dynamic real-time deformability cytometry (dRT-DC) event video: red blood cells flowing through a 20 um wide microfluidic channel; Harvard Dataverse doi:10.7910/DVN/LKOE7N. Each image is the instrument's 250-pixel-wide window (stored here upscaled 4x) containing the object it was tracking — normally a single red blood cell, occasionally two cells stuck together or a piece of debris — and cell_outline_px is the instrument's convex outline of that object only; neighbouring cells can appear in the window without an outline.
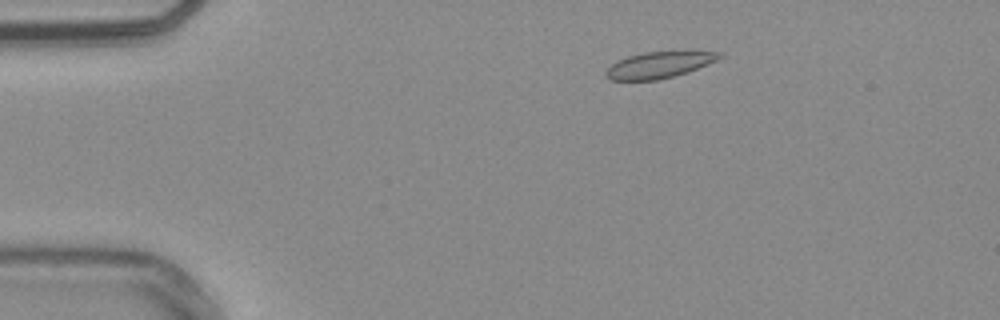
{"species": "common noctule bat (a hibernating species)", "species_latin": "Nyctalus noctula", "temperature_condition": "warm", "stored_images_in_passage": 45, "camera_frame_rate_fps": 3000, "um_per_image_px": 0.085, "animal": {"sex": "male", "body_mass_g": 20.4}, "frame": {"image": 1, "passage_image": 1, "time_ms": 0.0, "image_size_px": [1000, 320], "cell_outline_px": [[724, 56], [716, 60], [688, 72], [660, 80], [612, 80], [604, 76], [604, 72], [616, 60], [628, 56], [644, 52], [692, 48], [724, 52]], "centroid_in_image_um": [56.13, 5.45], "position_along_channel_um": 28.9, "area_um2": 18.44}}
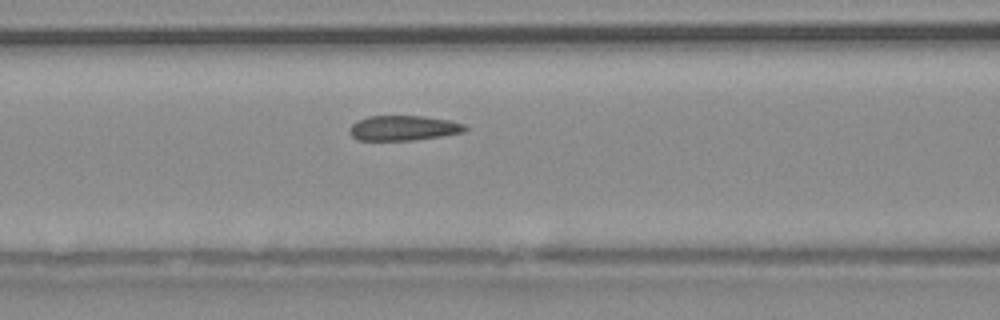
{"frame": {"image": 2, "passage_image": 14, "time_ms": 4.333, "image_size_px": [1000, 320], "cell_outline_px": [[468, 128], [464, 132], [440, 136], [412, 140], [356, 140], [348, 132], [348, 128], [356, 120], [368, 116], [424, 116], [448, 120], [464, 124]], "centroid_in_image_um": [34.24, 10.88], "position_along_channel_um": 132.4, "area_um2": 16.88}}
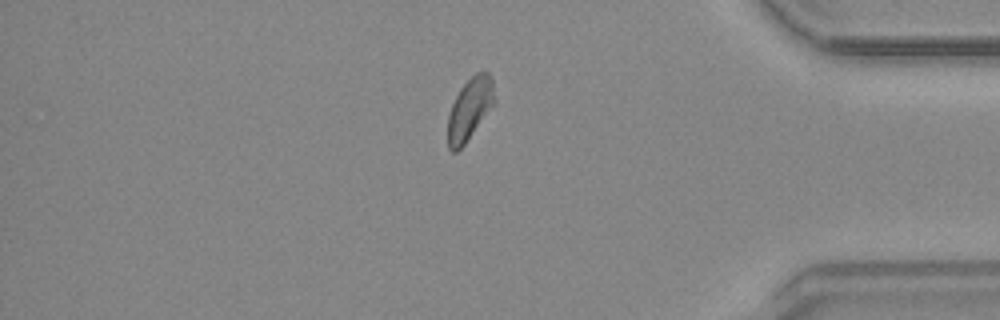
{"frame": {"image": 3, "passage_image": 37, "time_ms": 12.0, "image_size_px": [1000, 320], "cell_outline_px": [[496, 100], [464, 144], [456, 152], [452, 152], [448, 148], [448, 116], [452, 104], [460, 88], [476, 72], [488, 72], [492, 76]], "centroid_in_image_um": [39.93, 9.23], "position_along_channel_um": 395.3, "area_um2": 16.59}, "authors_computed_cell_mechanics": {"area_um2": 17.2244, "velocity_mm_per_s": 3.7822, "shape_relaxation_time_tau1_ms": null, "shape_relaxation_time_tau2_ms": 0.0292, "deformation_change_tau1": null, "deformation_change_tau2": 0.0268}}